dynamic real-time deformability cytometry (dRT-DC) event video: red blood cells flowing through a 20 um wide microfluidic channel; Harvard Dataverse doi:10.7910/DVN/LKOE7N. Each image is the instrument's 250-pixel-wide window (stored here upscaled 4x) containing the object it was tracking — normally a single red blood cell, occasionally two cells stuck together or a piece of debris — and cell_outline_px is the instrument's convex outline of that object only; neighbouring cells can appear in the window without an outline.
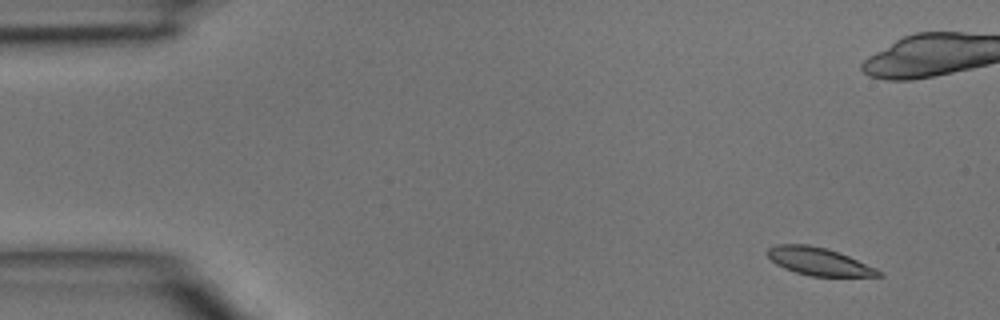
{"species": "common noctule bat (a hibernating species)", "species_latin": "Nyctalus noctula", "temperature_condition": "room temperature", "stored_images_in_passage": 5, "camera_frame_rate_fps": 3000, "um_per_image_px": 0.085, "animal": {"sex": "male", "body_mass_g": 15.6}, "frame": {"image": 1, "passage_image": 1, "time_ms": 0.0, "image_size_px": [1000, 320], "cell_outline_px": [[884, 276], [812, 276], [796, 272], [784, 268], [776, 264], [764, 252], [768, 248], [776, 244], [808, 244], [828, 248], [848, 256], [876, 268], [884, 272]], "centroid_in_image_um": [69.59, 22.21], "position_along_channel_um": 15.4, "area_um2": 17.98}}